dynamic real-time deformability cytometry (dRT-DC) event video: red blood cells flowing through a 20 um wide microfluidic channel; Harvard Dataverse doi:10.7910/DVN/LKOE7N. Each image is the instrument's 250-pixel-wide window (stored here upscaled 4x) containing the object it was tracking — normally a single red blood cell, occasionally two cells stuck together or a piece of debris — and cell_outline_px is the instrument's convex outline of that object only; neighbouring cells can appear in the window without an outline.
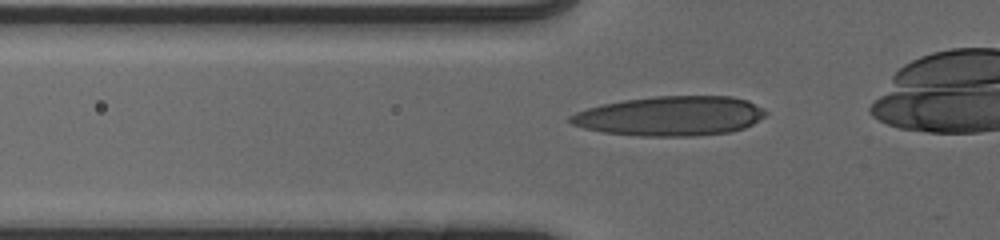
{"species": "human", "species_latin": "Homo sapiens", "temperature_condition": "cold", "stored_images_in_passage": 41, "camera_frame_rate_fps": 3000, "um_per_image_px": 0.085, "donor": {"sex": "male"}, "frame": {"image": 1, "passage_image": 13, "time_ms": 4.0, "image_size_px": [1000, 240], "cell_outline_px": [[768, 112], [764, 116], [752, 124], [744, 128], [728, 132], [692, 136], [640, 136], [604, 132], [584, 128], [572, 124], [568, 120], [568, 116], [576, 112], [588, 108], [604, 104], [624, 100], [656, 96], [732, 96], [748, 100], [764, 108]], "centroid_in_image_um": [57.0, 9.85], "position_along_channel_um": 68.8, "area_um2": 45.03}}
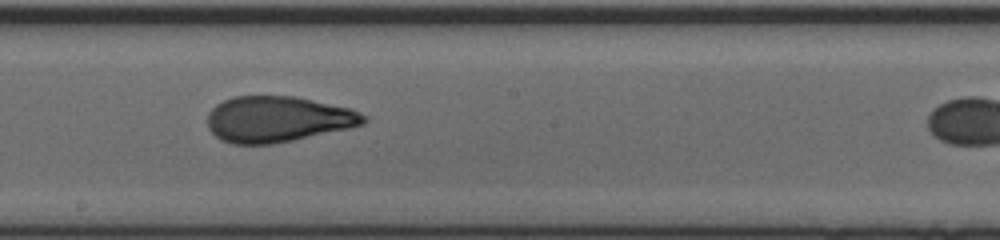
{"frame": {"image": 2, "passage_image": 25, "time_ms": 8.0, "image_size_px": [1000, 240], "cell_outline_px": [[368, 120], [364, 124], [348, 128], [292, 140], [272, 144], [232, 144], [220, 140], [208, 128], [208, 112], [216, 104], [232, 96], [296, 96], [352, 108], [368, 116]], "centroid_in_image_um": [23.61, 10.12], "position_along_channel_um": 224.6, "area_um2": 41.96}}
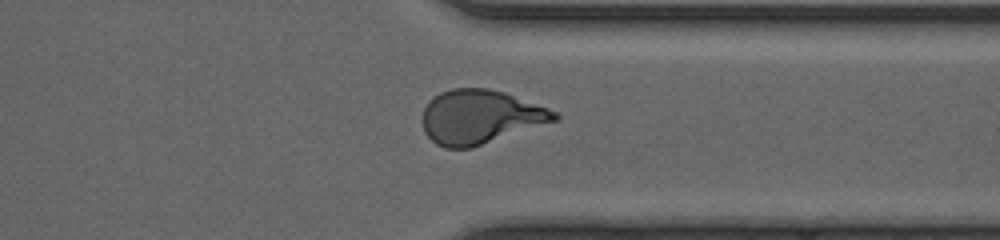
{"frame": {"image": 3, "passage_image": 36, "time_ms": 11.667, "image_size_px": [1000, 240], "cell_outline_px": [[560, 120], [472, 148], [444, 148], [436, 144], [424, 132], [424, 108], [440, 92], [452, 88], [488, 88], [504, 92], [548, 108], [556, 112], [560, 116]], "centroid_in_image_um": [40.87, 9.95], "position_along_channel_um": 370.5, "area_um2": 41.44}}